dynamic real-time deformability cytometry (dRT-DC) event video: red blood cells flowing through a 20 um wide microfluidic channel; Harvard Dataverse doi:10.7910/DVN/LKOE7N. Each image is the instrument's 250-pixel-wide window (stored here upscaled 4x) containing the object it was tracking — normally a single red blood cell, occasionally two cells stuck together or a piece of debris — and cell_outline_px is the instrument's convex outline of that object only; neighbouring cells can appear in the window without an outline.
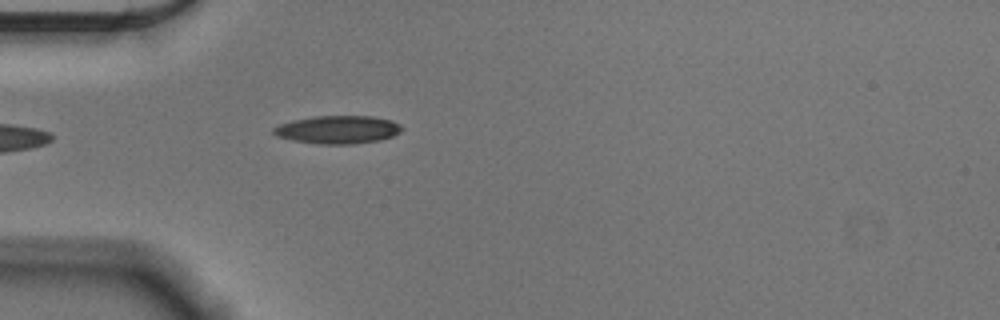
{"species": "Egyptian fruit bat (a non-hibernating species)", "species_latin": "Rousettus aegyptiacus", "temperature_condition": "cold", "stored_images_in_passage": 44, "camera_frame_rate_fps": 3000, "um_per_image_px": 0.085, "animal": {"sex": "male"}, "frame": {"image": 1, "passage_image": 5, "time_ms": 1.333, "image_size_px": [1000, 320], "cell_outline_px": [[404, 128], [400, 132], [392, 136], [380, 140], [352, 144], [320, 144], [292, 140], [276, 136], [272, 132], [272, 128], [280, 124], [296, 120], [316, 116], [372, 116], [392, 120], [400, 124]], "centroid_in_image_um": [28.74, 11.02], "position_along_channel_um": 56.3, "area_um2": 20.92}}
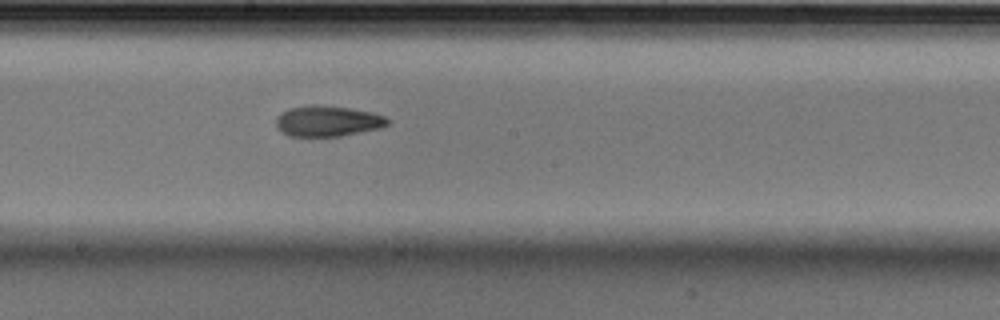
{"frame": {"image": 2, "passage_image": 19, "time_ms": 6.0, "image_size_px": [1000, 320], "cell_outline_px": [[392, 120], [388, 124], [380, 128], [340, 136], [288, 136], [276, 128], [276, 120], [288, 108], [312, 104], [348, 108], [372, 112], [384, 116]], "centroid_in_image_um": [27.86, 10.29], "position_along_channel_um": 220.3, "area_um2": 19.88}}
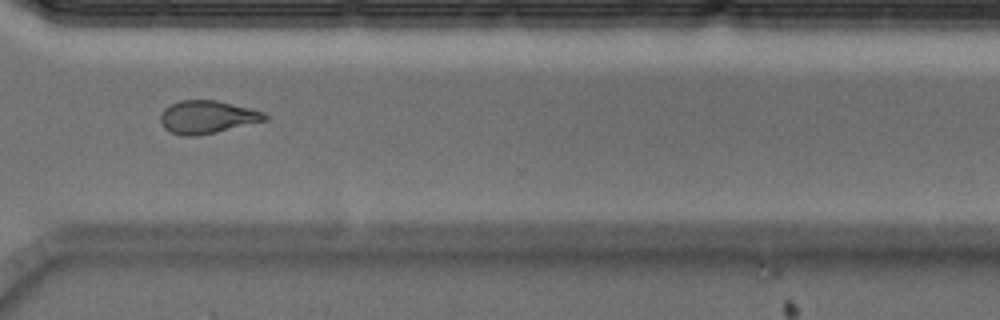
{"frame": {"image": 3, "passage_image": 30, "time_ms": 9.667, "image_size_px": [1000, 320], "cell_outline_px": [[268, 120], [216, 132], [196, 136], [184, 136], [172, 132], [164, 128], [160, 120], [160, 116], [164, 108], [180, 100], [216, 100], [264, 112], [268, 116]], "centroid_in_image_um": [17.61, 9.95], "position_along_channel_um": 353.0, "area_um2": 19.88}, "authors_computed_cell_mechanics": {"area_um2": 20.0566, "velocity_mm_per_s": 3.629, "shape_relaxation_time_tau1_ms": 7.2165, "shape_relaxation_time_tau2_ms": 3.722, "deformation_change_tau1": 0.2066, "deformation_change_tau2": 0.1158}}